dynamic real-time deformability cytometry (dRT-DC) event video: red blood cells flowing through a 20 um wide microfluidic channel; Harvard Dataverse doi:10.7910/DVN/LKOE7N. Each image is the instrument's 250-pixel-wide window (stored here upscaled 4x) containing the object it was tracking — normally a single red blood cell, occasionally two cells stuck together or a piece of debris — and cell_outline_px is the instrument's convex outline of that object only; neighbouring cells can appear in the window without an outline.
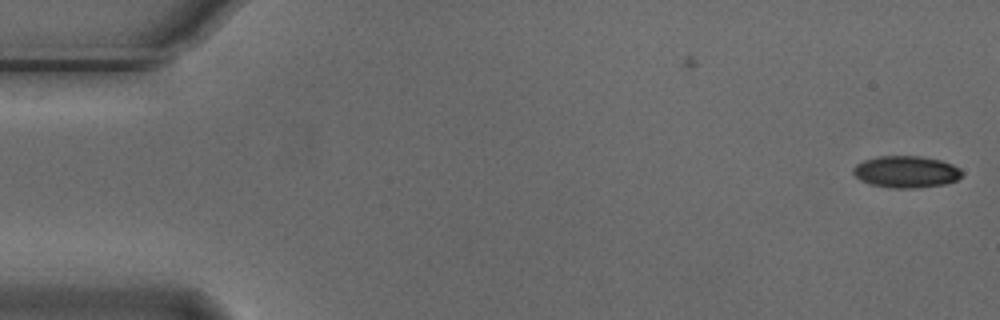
{"species": "Egyptian fruit bat (a non-hibernating species)", "species_latin": "Rousettus aegyptiacus", "temperature_condition": "cold", "stored_images_in_passage": 55, "camera_frame_rate_fps": 3000, "um_per_image_px": 0.085, "animal": {"sex": "male"}, "frame": {"image": 1, "passage_image": 1, "time_ms": 0.0, "image_size_px": [1000, 320], "cell_outline_px": [[964, 172], [956, 180], [944, 184], [916, 188], [892, 188], [868, 184], [860, 180], [852, 172], [852, 168], [856, 164], [864, 160], [880, 156], [920, 156], [940, 160], [952, 164], [960, 168]], "centroid_in_image_um": [77.0, 14.6], "position_along_channel_um": 8.0, "area_um2": 20.23}}
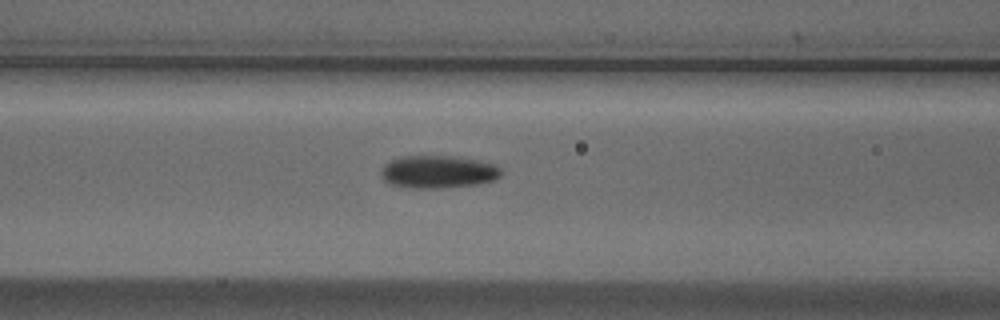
{"frame": {"image": 2, "passage_image": 22, "time_ms": 7.0, "image_size_px": [1000, 320], "cell_outline_px": [[504, 172], [500, 176], [492, 180], [476, 184], [440, 188], [416, 188], [392, 184], [384, 180], [380, 172], [384, 164], [400, 156], [456, 156], [496, 164]], "centroid_in_image_um": [37.25, 14.59], "position_along_channel_um": 129.3, "area_um2": 22.77}}
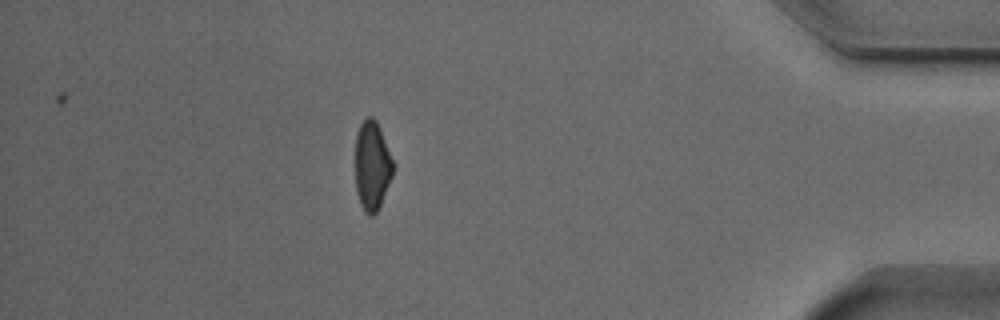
{"frame": {"image": 3, "passage_image": 48, "time_ms": 15.667, "image_size_px": [1000, 320], "cell_outline_px": [[392, 176], [380, 204], [376, 212], [372, 216], [368, 216], [364, 212], [360, 204], [356, 192], [356, 136], [360, 124], [368, 116], [372, 116], [376, 120], [380, 128], [392, 160]], "centroid_in_image_um": [31.6, 14.1], "position_along_channel_um": 403.6, "area_um2": 19.31}, "authors_computed_cell_mechanics": {"area_um2": 21.2704, "velocity_mm_per_s": 3.7156, "shape_relaxation_time_tau1_ms": null, "shape_relaxation_time_tau2_ms": 2.3537, "deformation_change_tau1": null, "deformation_change_tau2": 0.0714}}